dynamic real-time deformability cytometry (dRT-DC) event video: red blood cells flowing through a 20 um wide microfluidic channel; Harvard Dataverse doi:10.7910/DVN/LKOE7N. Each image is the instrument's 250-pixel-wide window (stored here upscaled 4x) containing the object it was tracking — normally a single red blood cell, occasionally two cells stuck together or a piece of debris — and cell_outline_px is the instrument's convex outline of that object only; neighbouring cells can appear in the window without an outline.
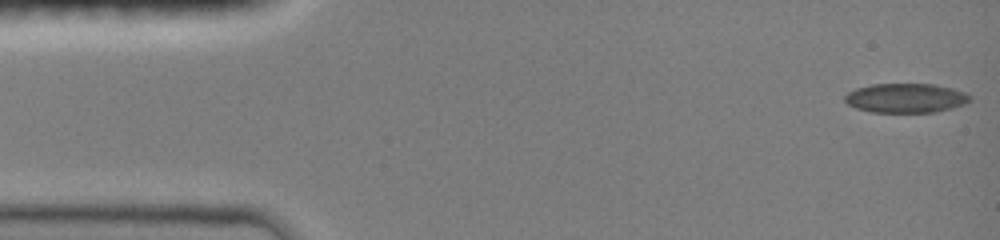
{"species": "common noctule bat (a hibernating species)", "species_latin": "Nyctalus noctula", "temperature_condition": "room temperature", "stored_images_in_passage": 47, "camera_frame_rate_fps": 3000, "um_per_image_px": 0.085, "animal": {"sex": "female", "body_mass_g": 19.0, "forearm_length_mm": 51.5}, "frame": {"image": 1, "passage_image": 1, "time_ms": 0.0, "image_size_px": [1000, 240], "cell_outline_px": [[972, 100], [964, 104], [952, 108], [936, 112], [872, 112], [856, 108], [848, 104], [844, 100], [844, 96], [848, 92], [856, 88], [872, 84], [932, 84], [952, 88], [964, 92], [972, 96]], "centroid_in_image_um": [77.0, 8.33], "position_along_channel_um": 8.0, "area_um2": 21.44}}
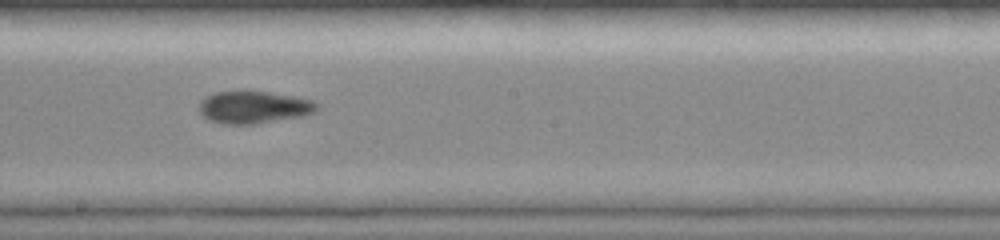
{"frame": {"image": 2, "passage_image": 26, "time_ms": 8.333, "image_size_px": [1000, 240], "cell_outline_px": [[320, 108], [316, 112], [304, 116], [252, 124], [224, 124], [212, 120], [204, 116], [200, 112], [200, 100], [216, 92], [268, 92], [296, 96], [316, 100], [320, 104]], "centroid_in_image_um": [21.69, 9.12], "position_along_channel_um": 226.5, "area_um2": 22.14}}
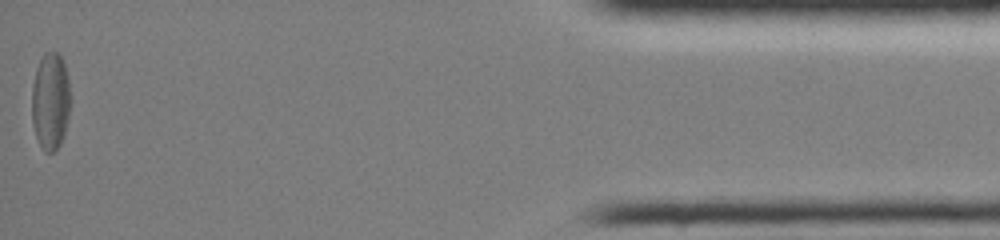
{"frame": {"image": 3, "passage_image": 47, "time_ms": 15.333, "image_size_px": [1000, 240], "cell_outline_px": [[68, 116], [64, 132], [60, 144], [52, 152], [44, 152], [36, 136], [32, 120], [32, 84], [36, 68], [44, 52], [60, 52], [68, 76]], "centroid_in_image_um": [4.26, 8.56], "position_along_channel_um": 430.9, "area_um2": 21.56}, "authors_computed_cell_mechanics": {"area_um2": 21.8484, "velocity_mm_per_s": 4.02, "shape_relaxation_time_tau1_ms": 10.4594, "shape_relaxation_time_tau2_ms": 6.1128, "deformation_change_tau1": 0.1914, "deformation_change_tau2": 0.126}}